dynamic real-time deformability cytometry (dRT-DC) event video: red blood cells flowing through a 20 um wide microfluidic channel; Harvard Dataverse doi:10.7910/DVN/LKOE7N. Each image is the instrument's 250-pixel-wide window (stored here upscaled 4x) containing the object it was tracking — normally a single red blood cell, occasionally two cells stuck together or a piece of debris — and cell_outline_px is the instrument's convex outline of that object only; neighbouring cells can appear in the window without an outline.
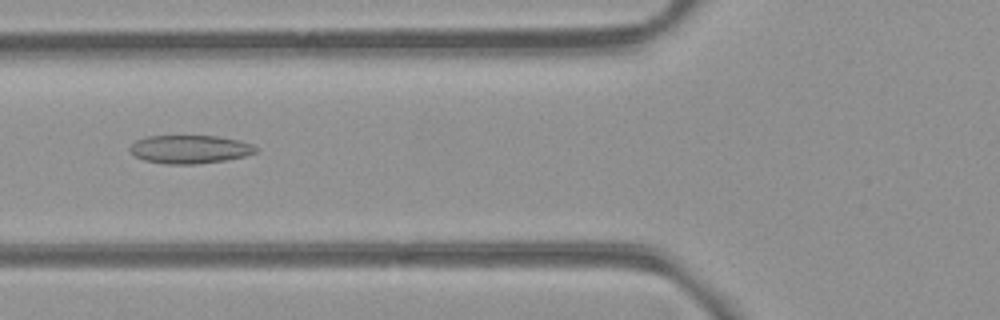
{"species": "common noctule bat (a hibernating species)", "species_latin": "Nyctalus noctula", "temperature_condition": "room temperature", "stored_images_in_passage": 3, "camera_frame_rate_fps": 3000, "um_per_image_px": 0.085, "animal": {"sex": "female", "body_mass_g": 21.9}, "frame": {"image": 1, "passage_image": 2, "time_ms": 1.0, "image_size_px": [1000, 320], "cell_outline_px": [[256, 152], [244, 156], [224, 160], [196, 164], [168, 164], [144, 160], [136, 156], [128, 148], [136, 140], [148, 136], [216, 136], [236, 140], [252, 144], [256, 148]], "centroid_in_image_um": [16.11, 12.69], "position_along_channel_um": 109.7, "area_um2": 20.46}}
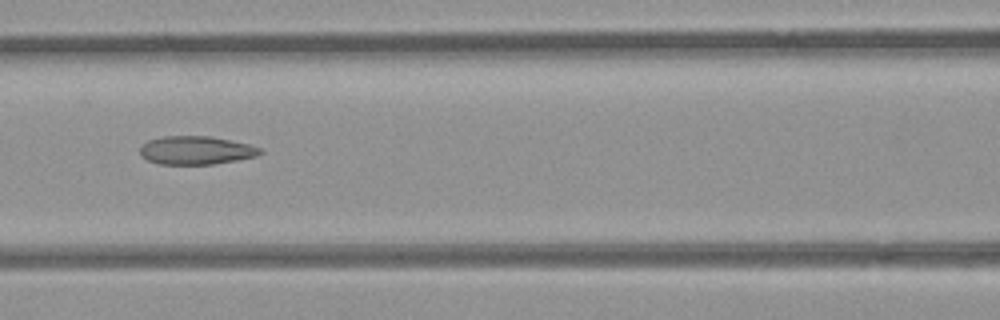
{"frame": {"image": 2, "passage_image": 3, "time_ms": 2.0, "image_size_px": [1000, 320], "cell_outline_px": [[264, 152], [256, 156], [236, 160], [212, 164], [160, 164], [148, 160], [140, 156], [140, 148], [148, 140], [164, 136], [212, 136], [248, 144], [260, 148]], "centroid_in_image_um": [16.66, 12.77], "position_along_channel_um": 149.9, "area_um2": 19.77}}